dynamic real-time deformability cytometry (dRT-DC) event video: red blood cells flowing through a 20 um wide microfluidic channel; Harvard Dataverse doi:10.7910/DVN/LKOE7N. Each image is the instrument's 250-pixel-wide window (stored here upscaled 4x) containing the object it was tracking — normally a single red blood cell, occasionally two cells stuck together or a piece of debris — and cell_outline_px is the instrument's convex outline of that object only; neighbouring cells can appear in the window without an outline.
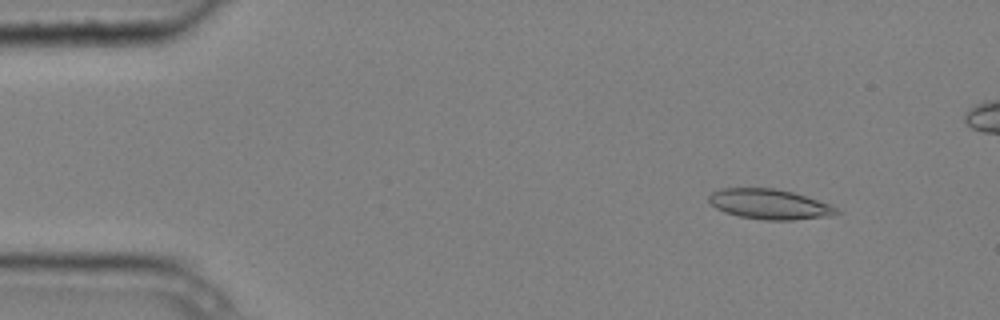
{"species": "common noctule bat (a hibernating species)", "species_latin": "Nyctalus noctula", "temperature_condition": "cold", "stored_images_in_passage": 7, "camera_frame_rate_fps": 3000, "um_per_image_px": 0.085, "animal": {"sex": "male", "body_mass_g": 20.4}, "frame": {"image": 1, "passage_image": 2, "time_ms": 0.333, "image_size_px": [1000, 320], "cell_outline_px": [[840, 212], [832, 216], [792, 220], [764, 220], [740, 216], [724, 212], [716, 208], [708, 200], [708, 196], [712, 192], [720, 188], [776, 188], [792, 192], [828, 204], [836, 208]], "centroid_in_image_um": [65.37, 17.36], "position_along_channel_um": 19.6, "area_um2": 22.25}}
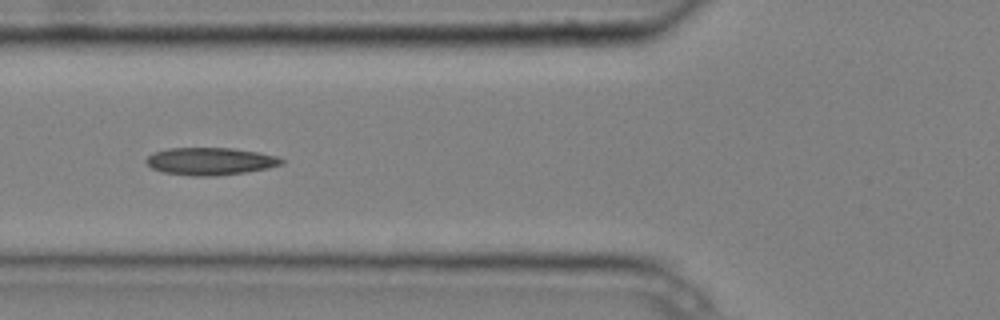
{"frame": {"image": 2, "passage_image": 6, "time_ms": 1.667, "image_size_px": [1000, 320], "cell_outline_px": [[284, 160], [280, 164], [268, 168], [244, 172], [216, 176], [192, 176], [164, 172], [152, 168], [144, 160], [152, 152], [168, 148], [232, 148], [260, 152], [276, 156]], "centroid_in_image_um": [17.84, 13.7], "position_along_channel_um": 108.0, "area_um2": 21.62}}
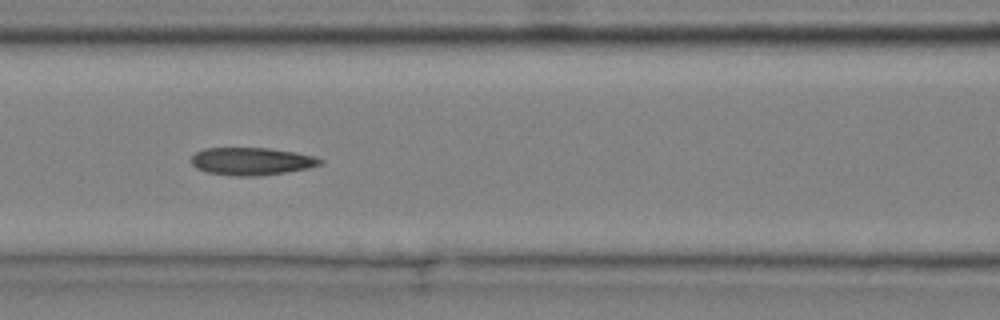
{"frame": {"image": 3, "passage_image": 7, "time_ms": 2.0, "image_size_px": [1000, 320], "cell_outline_px": [[324, 160], [320, 164], [308, 168], [260, 176], [236, 176], [208, 172], [196, 168], [192, 164], [192, 156], [196, 152], [204, 148], [268, 148], [296, 152], [316, 156]], "centroid_in_image_um": [21.4, 13.7], "position_along_channel_um": 145.2, "area_um2": 20.69}}